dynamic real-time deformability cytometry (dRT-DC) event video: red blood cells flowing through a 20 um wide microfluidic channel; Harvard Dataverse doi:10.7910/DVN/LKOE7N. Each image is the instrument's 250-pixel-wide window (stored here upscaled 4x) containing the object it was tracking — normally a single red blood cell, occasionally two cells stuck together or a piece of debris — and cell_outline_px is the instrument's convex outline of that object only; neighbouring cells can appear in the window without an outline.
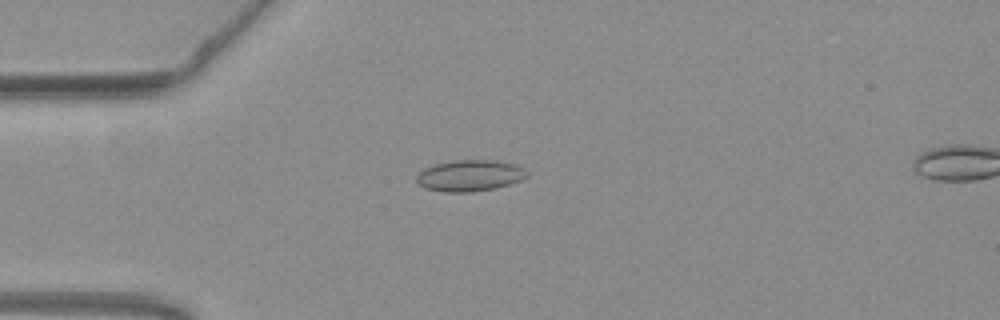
{"species": "common noctule bat (a hibernating species)", "species_latin": "Nyctalus noctula", "temperature_condition": "warm", "stored_images_in_passage": 30, "camera_frame_rate_fps": 3000, "um_per_image_px": 0.085, "animal": {"sex": "female", "body_mass_g": 19.3, "forearm_length_mm": 54.1}, "frame": {"image": 1, "passage_image": 15, "time_ms": 4.667, "image_size_px": [1000, 320], "cell_outline_px": [[528, 176], [520, 180], [508, 184], [492, 188], [472, 192], [444, 192], [424, 188], [416, 180], [416, 176], [424, 168], [436, 164], [452, 160], [492, 160], [516, 164], [524, 168], [528, 172]], "centroid_in_image_um": [39.93, 14.92], "position_along_channel_um": 45.1, "area_um2": 20.06}}
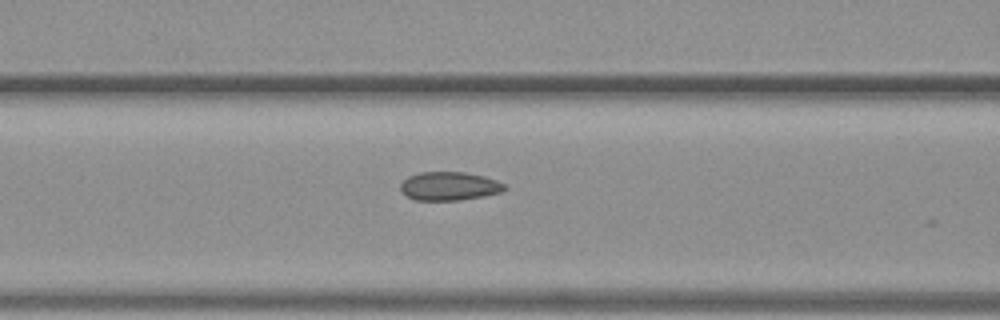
{"frame": {"image": 2, "passage_image": 23, "time_ms": 7.333, "image_size_px": [1000, 320], "cell_outline_px": [[508, 188], [500, 192], [484, 196], [460, 200], [416, 200], [408, 196], [400, 188], [400, 184], [408, 176], [420, 172], [464, 172], [484, 176], [496, 180], [504, 184]], "centroid_in_image_um": [38.2, 15.81], "position_along_channel_um": 128.4, "area_um2": 17.22}}
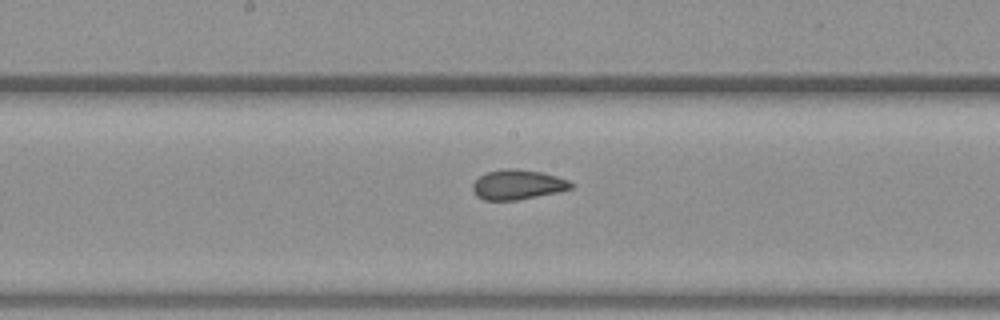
{"frame": {"image": 3, "passage_image": 29, "time_ms": 9.333, "image_size_px": [1000, 320], "cell_outline_px": [[576, 184], [572, 188], [560, 192], [516, 200], [484, 200], [476, 196], [472, 188], [472, 184], [480, 176], [488, 172], [508, 168], [516, 168], [540, 172], [556, 176], [568, 180]], "centroid_in_image_um": [44.03, 15.7], "position_along_channel_um": 204.2, "area_um2": 17.11}}